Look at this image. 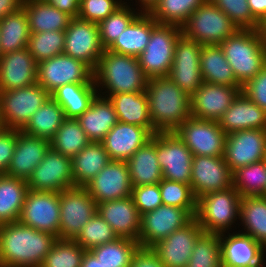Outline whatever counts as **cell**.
I'll list each match as a JSON object with an SVG mask.
<instances>
[{
    "label": "cell",
    "mask_w": 266,
    "mask_h": 267,
    "mask_svg": "<svg viewBox=\"0 0 266 267\" xmlns=\"http://www.w3.org/2000/svg\"><path fill=\"white\" fill-rule=\"evenodd\" d=\"M97 213L112 227L118 238L138 242L141 214L131 196L98 203Z\"/></svg>",
    "instance_id": "obj_24"
},
{
    "label": "cell",
    "mask_w": 266,
    "mask_h": 267,
    "mask_svg": "<svg viewBox=\"0 0 266 267\" xmlns=\"http://www.w3.org/2000/svg\"><path fill=\"white\" fill-rule=\"evenodd\" d=\"M151 137L144 127L118 121L101 142L111 160L127 161Z\"/></svg>",
    "instance_id": "obj_28"
},
{
    "label": "cell",
    "mask_w": 266,
    "mask_h": 267,
    "mask_svg": "<svg viewBox=\"0 0 266 267\" xmlns=\"http://www.w3.org/2000/svg\"><path fill=\"white\" fill-rule=\"evenodd\" d=\"M30 34L23 7L0 19V55L27 48Z\"/></svg>",
    "instance_id": "obj_40"
},
{
    "label": "cell",
    "mask_w": 266,
    "mask_h": 267,
    "mask_svg": "<svg viewBox=\"0 0 266 267\" xmlns=\"http://www.w3.org/2000/svg\"><path fill=\"white\" fill-rule=\"evenodd\" d=\"M85 251L74 240L57 239L40 267H80Z\"/></svg>",
    "instance_id": "obj_48"
},
{
    "label": "cell",
    "mask_w": 266,
    "mask_h": 267,
    "mask_svg": "<svg viewBox=\"0 0 266 267\" xmlns=\"http://www.w3.org/2000/svg\"><path fill=\"white\" fill-rule=\"evenodd\" d=\"M30 33L49 31L64 32L72 17L56 7L38 0H23Z\"/></svg>",
    "instance_id": "obj_33"
},
{
    "label": "cell",
    "mask_w": 266,
    "mask_h": 267,
    "mask_svg": "<svg viewBox=\"0 0 266 267\" xmlns=\"http://www.w3.org/2000/svg\"><path fill=\"white\" fill-rule=\"evenodd\" d=\"M17 142V130L3 128L0 131V174H5Z\"/></svg>",
    "instance_id": "obj_55"
},
{
    "label": "cell",
    "mask_w": 266,
    "mask_h": 267,
    "mask_svg": "<svg viewBox=\"0 0 266 267\" xmlns=\"http://www.w3.org/2000/svg\"><path fill=\"white\" fill-rule=\"evenodd\" d=\"M232 174L233 187L241 197L264 196L266 194L265 160L239 167Z\"/></svg>",
    "instance_id": "obj_41"
},
{
    "label": "cell",
    "mask_w": 266,
    "mask_h": 267,
    "mask_svg": "<svg viewBox=\"0 0 266 267\" xmlns=\"http://www.w3.org/2000/svg\"><path fill=\"white\" fill-rule=\"evenodd\" d=\"M85 188L96 204L131 196L133 187L127 162L111 160Z\"/></svg>",
    "instance_id": "obj_20"
},
{
    "label": "cell",
    "mask_w": 266,
    "mask_h": 267,
    "mask_svg": "<svg viewBox=\"0 0 266 267\" xmlns=\"http://www.w3.org/2000/svg\"><path fill=\"white\" fill-rule=\"evenodd\" d=\"M220 47L242 87L266 65V41L260 30L238 29Z\"/></svg>",
    "instance_id": "obj_4"
},
{
    "label": "cell",
    "mask_w": 266,
    "mask_h": 267,
    "mask_svg": "<svg viewBox=\"0 0 266 267\" xmlns=\"http://www.w3.org/2000/svg\"><path fill=\"white\" fill-rule=\"evenodd\" d=\"M182 35L202 46L222 44L238 28L210 0L199 6L181 26Z\"/></svg>",
    "instance_id": "obj_6"
},
{
    "label": "cell",
    "mask_w": 266,
    "mask_h": 267,
    "mask_svg": "<svg viewBox=\"0 0 266 267\" xmlns=\"http://www.w3.org/2000/svg\"><path fill=\"white\" fill-rule=\"evenodd\" d=\"M97 94L95 83H70L58 87L50 96L63 108L65 118L77 119Z\"/></svg>",
    "instance_id": "obj_35"
},
{
    "label": "cell",
    "mask_w": 266,
    "mask_h": 267,
    "mask_svg": "<svg viewBox=\"0 0 266 267\" xmlns=\"http://www.w3.org/2000/svg\"><path fill=\"white\" fill-rule=\"evenodd\" d=\"M106 97L111 101L119 122L144 127L152 135L157 133L151 123L145 91L117 93Z\"/></svg>",
    "instance_id": "obj_31"
},
{
    "label": "cell",
    "mask_w": 266,
    "mask_h": 267,
    "mask_svg": "<svg viewBox=\"0 0 266 267\" xmlns=\"http://www.w3.org/2000/svg\"><path fill=\"white\" fill-rule=\"evenodd\" d=\"M131 197L141 215L163 205L159 183L133 187Z\"/></svg>",
    "instance_id": "obj_53"
},
{
    "label": "cell",
    "mask_w": 266,
    "mask_h": 267,
    "mask_svg": "<svg viewBox=\"0 0 266 267\" xmlns=\"http://www.w3.org/2000/svg\"><path fill=\"white\" fill-rule=\"evenodd\" d=\"M125 2L115 12L111 13L106 19L100 21L99 28L100 40L103 48L107 50L120 34L130 26V24L142 13L139 9L131 8Z\"/></svg>",
    "instance_id": "obj_45"
},
{
    "label": "cell",
    "mask_w": 266,
    "mask_h": 267,
    "mask_svg": "<svg viewBox=\"0 0 266 267\" xmlns=\"http://www.w3.org/2000/svg\"><path fill=\"white\" fill-rule=\"evenodd\" d=\"M200 69L205 82L241 86L229 65L220 45L202 46L200 56Z\"/></svg>",
    "instance_id": "obj_37"
},
{
    "label": "cell",
    "mask_w": 266,
    "mask_h": 267,
    "mask_svg": "<svg viewBox=\"0 0 266 267\" xmlns=\"http://www.w3.org/2000/svg\"><path fill=\"white\" fill-rule=\"evenodd\" d=\"M244 231L266 250V197H241L240 219Z\"/></svg>",
    "instance_id": "obj_38"
},
{
    "label": "cell",
    "mask_w": 266,
    "mask_h": 267,
    "mask_svg": "<svg viewBox=\"0 0 266 267\" xmlns=\"http://www.w3.org/2000/svg\"><path fill=\"white\" fill-rule=\"evenodd\" d=\"M219 234L223 267H263L266 250L241 232ZM265 252V253H264Z\"/></svg>",
    "instance_id": "obj_23"
},
{
    "label": "cell",
    "mask_w": 266,
    "mask_h": 267,
    "mask_svg": "<svg viewBox=\"0 0 266 267\" xmlns=\"http://www.w3.org/2000/svg\"><path fill=\"white\" fill-rule=\"evenodd\" d=\"M93 79L97 91L99 90L98 95L104 97L117 93L144 92L149 80L140 66L138 57L108 50L99 58L98 65L93 71Z\"/></svg>",
    "instance_id": "obj_3"
},
{
    "label": "cell",
    "mask_w": 266,
    "mask_h": 267,
    "mask_svg": "<svg viewBox=\"0 0 266 267\" xmlns=\"http://www.w3.org/2000/svg\"><path fill=\"white\" fill-rule=\"evenodd\" d=\"M118 236L112 227L96 213L82 227V230L74 239L83 249L91 250L97 246L115 241Z\"/></svg>",
    "instance_id": "obj_49"
},
{
    "label": "cell",
    "mask_w": 266,
    "mask_h": 267,
    "mask_svg": "<svg viewBox=\"0 0 266 267\" xmlns=\"http://www.w3.org/2000/svg\"><path fill=\"white\" fill-rule=\"evenodd\" d=\"M56 7L59 11L67 13L72 18H78L81 0H38Z\"/></svg>",
    "instance_id": "obj_57"
},
{
    "label": "cell",
    "mask_w": 266,
    "mask_h": 267,
    "mask_svg": "<svg viewBox=\"0 0 266 267\" xmlns=\"http://www.w3.org/2000/svg\"><path fill=\"white\" fill-rule=\"evenodd\" d=\"M64 44V32L49 31L31 33L28 40L27 49L38 64L56 55L63 54Z\"/></svg>",
    "instance_id": "obj_47"
},
{
    "label": "cell",
    "mask_w": 266,
    "mask_h": 267,
    "mask_svg": "<svg viewBox=\"0 0 266 267\" xmlns=\"http://www.w3.org/2000/svg\"><path fill=\"white\" fill-rule=\"evenodd\" d=\"M157 24L149 13L142 12L107 50L138 57L148 45L152 29Z\"/></svg>",
    "instance_id": "obj_32"
},
{
    "label": "cell",
    "mask_w": 266,
    "mask_h": 267,
    "mask_svg": "<svg viewBox=\"0 0 266 267\" xmlns=\"http://www.w3.org/2000/svg\"><path fill=\"white\" fill-rule=\"evenodd\" d=\"M136 2H138L141 8L140 11L144 12V13H149L154 6L159 2V0H137ZM142 9V10H141Z\"/></svg>",
    "instance_id": "obj_61"
},
{
    "label": "cell",
    "mask_w": 266,
    "mask_h": 267,
    "mask_svg": "<svg viewBox=\"0 0 266 267\" xmlns=\"http://www.w3.org/2000/svg\"><path fill=\"white\" fill-rule=\"evenodd\" d=\"M202 45L181 35L175 43L168 78L191 97L204 82L200 69Z\"/></svg>",
    "instance_id": "obj_17"
},
{
    "label": "cell",
    "mask_w": 266,
    "mask_h": 267,
    "mask_svg": "<svg viewBox=\"0 0 266 267\" xmlns=\"http://www.w3.org/2000/svg\"><path fill=\"white\" fill-rule=\"evenodd\" d=\"M159 190L163 205L188 209L194 216L197 210V199L190 184L162 179Z\"/></svg>",
    "instance_id": "obj_50"
},
{
    "label": "cell",
    "mask_w": 266,
    "mask_h": 267,
    "mask_svg": "<svg viewBox=\"0 0 266 267\" xmlns=\"http://www.w3.org/2000/svg\"><path fill=\"white\" fill-rule=\"evenodd\" d=\"M80 267H106V266H104L90 250H86Z\"/></svg>",
    "instance_id": "obj_60"
},
{
    "label": "cell",
    "mask_w": 266,
    "mask_h": 267,
    "mask_svg": "<svg viewBox=\"0 0 266 267\" xmlns=\"http://www.w3.org/2000/svg\"><path fill=\"white\" fill-rule=\"evenodd\" d=\"M65 33L63 54L87 64L93 71L104 53L96 23L72 18Z\"/></svg>",
    "instance_id": "obj_15"
},
{
    "label": "cell",
    "mask_w": 266,
    "mask_h": 267,
    "mask_svg": "<svg viewBox=\"0 0 266 267\" xmlns=\"http://www.w3.org/2000/svg\"><path fill=\"white\" fill-rule=\"evenodd\" d=\"M96 213L97 204L85 187H72L62 191L59 239L74 240Z\"/></svg>",
    "instance_id": "obj_11"
},
{
    "label": "cell",
    "mask_w": 266,
    "mask_h": 267,
    "mask_svg": "<svg viewBox=\"0 0 266 267\" xmlns=\"http://www.w3.org/2000/svg\"><path fill=\"white\" fill-rule=\"evenodd\" d=\"M156 150L164 179L191 183L193 154L175 131L157 132Z\"/></svg>",
    "instance_id": "obj_10"
},
{
    "label": "cell",
    "mask_w": 266,
    "mask_h": 267,
    "mask_svg": "<svg viewBox=\"0 0 266 267\" xmlns=\"http://www.w3.org/2000/svg\"><path fill=\"white\" fill-rule=\"evenodd\" d=\"M27 191L26 180L0 174V225L19 221Z\"/></svg>",
    "instance_id": "obj_36"
},
{
    "label": "cell",
    "mask_w": 266,
    "mask_h": 267,
    "mask_svg": "<svg viewBox=\"0 0 266 267\" xmlns=\"http://www.w3.org/2000/svg\"><path fill=\"white\" fill-rule=\"evenodd\" d=\"M76 120L91 142H101L111 128L118 123L111 101L98 94L89 108Z\"/></svg>",
    "instance_id": "obj_29"
},
{
    "label": "cell",
    "mask_w": 266,
    "mask_h": 267,
    "mask_svg": "<svg viewBox=\"0 0 266 267\" xmlns=\"http://www.w3.org/2000/svg\"><path fill=\"white\" fill-rule=\"evenodd\" d=\"M37 83L49 94L70 83H95L93 70L84 62L66 54L38 63Z\"/></svg>",
    "instance_id": "obj_12"
},
{
    "label": "cell",
    "mask_w": 266,
    "mask_h": 267,
    "mask_svg": "<svg viewBox=\"0 0 266 267\" xmlns=\"http://www.w3.org/2000/svg\"><path fill=\"white\" fill-rule=\"evenodd\" d=\"M145 94L151 123L157 132L175 131L191 117L190 97L168 77L149 79Z\"/></svg>",
    "instance_id": "obj_2"
},
{
    "label": "cell",
    "mask_w": 266,
    "mask_h": 267,
    "mask_svg": "<svg viewBox=\"0 0 266 267\" xmlns=\"http://www.w3.org/2000/svg\"><path fill=\"white\" fill-rule=\"evenodd\" d=\"M4 128L3 123H2V119H1V115H0V131Z\"/></svg>",
    "instance_id": "obj_63"
},
{
    "label": "cell",
    "mask_w": 266,
    "mask_h": 267,
    "mask_svg": "<svg viewBox=\"0 0 266 267\" xmlns=\"http://www.w3.org/2000/svg\"><path fill=\"white\" fill-rule=\"evenodd\" d=\"M130 267H165L151 248L139 247L133 255Z\"/></svg>",
    "instance_id": "obj_56"
},
{
    "label": "cell",
    "mask_w": 266,
    "mask_h": 267,
    "mask_svg": "<svg viewBox=\"0 0 266 267\" xmlns=\"http://www.w3.org/2000/svg\"><path fill=\"white\" fill-rule=\"evenodd\" d=\"M241 91L266 112V65Z\"/></svg>",
    "instance_id": "obj_54"
},
{
    "label": "cell",
    "mask_w": 266,
    "mask_h": 267,
    "mask_svg": "<svg viewBox=\"0 0 266 267\" xmlns=\"http://www.w3.org/2000/svg\"><path fill=\"white\" fill-rule=\"evenodd\" d=\"M91 141L76 119H65L50 140V147L71 159Z\"/></svg>",
    "instance_id": "obj_42"
},
{
    "label": "cell",
    "mask_w": 266,
    "mask_h": 267,
    "mask_svg": "<svg viewBox=\"0 0 266 267\" xmlns=\"http://www.w3.org/2000/svg\"><path fill=\"white\" fill-rule=\"evenodd\" d=\"M207 0H159L149 14L157 23L182 26Z\"/></svg>",
    "instance_id": "obj_43"
},
{
    "label": "cell",
    "mask_w": 266,
    "mask_h": 267,
    "mask_svg": "<svg viewBox=\"0 0 266 267\" xmlns=\"http://www.w3.org/2000/svg\"><path fill=\"white\" fill-rule=\"evenodd\" d=\"M175 132L193 156H224L227 134L219 127L218 121L191 116Z\"/></svg>",
    "instance_id": "obj_9"
},
{
    "label": "cell",
    "mask_w": 266,
    "mask_h": 267,
    "mask_svg": "<svg viewBox=\"0 0 266 267\" xmlns=\"http://www.w3.org/2000/svg\"><path fill=\"white\" fill-rule=\"evenodd\" d=\"M124 3L122 0H81L78 18L98 24Z\"/></svg>",
    "instance_id": "obj_52"
},
{
    "label": "cell",
    "mask_w": 266,
    "mask_h": 267,
    "mask_svg": "<svg viewBox=\"0 0 266 267\" xmlns=\"http://www.w3.org/2000/svg\"><path fill=\"white\" fill-rule=\"evenodd\" d=\"M186 267H223L219 234L204 232L197 239Z\"/></svg>",
    "instance_id": "obj_46"
},
{
    "label": "cell",
    "mask_w": 266,
    "mask_h": 267,
    "mask_svg": "<svg viewBox=\"0 0 266 267\" xmlns=\"http://www.w3.org/2000/svg\"><path fill=\"white\" fill-rule=\"evenodd\" d=\"M58 238L18 222L0 225V267H40Z\"/></svg>",
    "instance_id": "obj_1"
},
{
    "label": "cell",
    "mask_w": 266,
    "mask_h": 267,
    "mask_svg": "<svg viewBox=\"0 0 266 267\" xmlns=\"http://www.w3.org/2000/svg\"><path fill=\"white\" fill-rule=\"evenodd\" d=\"M252 16L260 23L266 19V0H247Z\"/></svg>",
    "instance_id": "obj_58"
},
{
    "label": "cell",
    "mask_w": 266,
    "mask_h": 267,
    "mask_svg": "<svg viewBox=\"0 0 266 267\" xmlns=\"http://www.w3.org/2000/svg\"><path fill=\"white\" fill-rule=\"evenodd\" d=\"M266 129H247L227 135L224 160L233 172L265 159Z\"/></svg>",
    "instance_id": "obj_19"
},
{
    "label": "cell",
    "mask_w": 266,
    "mask_h": 267,
    "mask_svg": "<svg viewBox=\"0 0 266 267\" xmlns=\"http://www.w3.org/2000/svg\"><path fill=\"white\" fill-rule=\"evenodd\" d=\"M38 64L27 48L0 55V91L37 83Z\"/></svg>",
    "instance_id": "obj_25"
},
{
    "label": "cell",
    "mask_w": 266,
    "mask_h": 267,
    "mask_svg": "<svg viewBox=\"0 0 266 267\" xmlns=\"http://www.w3.org/2000/svg\"><path fill=\"white\" fill-rule=\"evenodd\" d=\"M50 94L38 83L0 91V115L4 128L22 130Z\"/></svg>",
    "instance_id": "obj_8"
},
{
    "label": "cell",
    "mask_w": 266,
    "mask_h": 267,
    "mask_svg": "<svg viewBox=\"0 0 266 267\" xmlns=\"http://www.w3.org/2000/svg\"><path fill=\"white\" fill-rule=\"evenodd\" d=\"M23 0H0V19L22 7Z\"/></svg>",
    "instance_id": "obj_59"
},
{
    "label": "cell",
    "mask_w": 266,
    "mask_h": 267,
    "mask_svg": "<svg viewBox=\"0 0 266 267\" xmlns=\"http://www.w3.org/2000/svg\"><path fill=\"white\" fill-rule=\"evenodd\" d=\"M27 184L28 190L58 193L74 187L71 158L50 147Z\"/></svg>",
    "instance_id": "obj_16"
},
{
    "label": "cell",
    "mask_w": 266,
    "mask_h": 267,
    "mask_svg": "<svg viewBox=\"0 0 266 267\" xmlns=\"http://www.w3.org/2000/svg\"><path fill=\"white\" fill-rule=\"evenodd\" d=\"M19 222L59 239L60 193L28 190Z\"/></svg>",
    "instance_id": "obj_13"
},
{
    "label": "cell",
    "mask_w": 266,
    "mask_h": 267,
    "mask_svg": "<svg viewBox=\"0 0 266 267\" xmlns=\"http://www.w3.org/2000/svg\"><path fill=\"white\" fill-rule=\"evenodd\" d=\"M195 216L188 210L161 205L141 215L139 246L151 248L158 241L189 224Z\"/></svg>",
    "instance_id": "obj_14"
},
{
    "label": "cell",
    "mask_w": 266,
    "mask_h": 267,
    "mask_svg": "<svg viewBox=\"0 0 266 267\" xmlns=\"http://www.w3.org/2000/svg\"><path fill=\"white\" fill-rule=\"evenodd\" d=\"M232 177L223 156H193L190 186L196 199L232 187Z\"/></svg>",
    "instance_id": "obj_18"
},
{
    "label": "cell",
    "mask_w": 266,
    "mask_h": 267,
    "mask_svg": "<svg viewBox=\"0 0 266 267\" xmlns=\"http://www.w3.org/2000/svg\"><path fill=\"white\" fill-rule=\"evenodd\" d=\"M204 233L194 218L186 226L158 241L151 249L165 267H186L197 239Z\"/></svg>",
    "instance_id": "obj_22"
},
{
    "label": "cell",
    "mask_w": 266,
    "mask_h": 267,
    "mask_svg": "<svg viewBox=\"0 0 266 267\" xmlns=\"http://www.w3.org/2000/svg\"><path fill=\"white\" fill-rule=\"evenodd\" d=\"M139 247L137 241L117 238L90 251L106 267H130L133 255Z\"/></svg>",
    "instance_id": "obj_44"
},
{
    "label": "cell",
    "mask_w": 266,
    "mask_h": 267,
    "mask_svg": "<svg viewBox=\"0 0 266 267\" xmlns=\"http://www.w3.org/2000/svg\"><path fill=\"white\" fill-rule=\"evenodd\" d=\"M225 13L238 29L260 30L261 24L252 16L247 0H210Z\"/></svg>",
    "instance_id": "obj_51"
},
{
    "label": "cell",
    "mask_w": 266,
    "mask_h": 267,
    "mask_svg": "<svg viewBox=\"0 0 266 267\" xmlns=\"http://www.w3.org/2000/svg\"><path fill=\"white\" fill-rule=\"evenodd\" d=\"M50 148V141L17 130V142L10 165L5 173L10 177L28 180Z\"/></svg>",
    "instance_id": "obj_26"
},
{
    "label": "cell",
    "mask_w": 266,
    "mask_h": 267,
    "mask_svg": "<svg viewBox=\"0 0 266 267\" xmlns=\"http://www.w3.org/2000/svg\"><path fill=\"white\" fill-rule=\"evenodd\" d=\"M240 199L233 186L208 193L197 199L195 219L205 233H227L237 218L240 219Z\"/></svg>",
    "instance_id": "obj_5"
},
{
    "label": "cell",
    "mask_w": 266,
    "mask_h": 267,
    "mask_svg": "<svg viewBox=\"0 0 266 267\" xmlns=\"http://www.w3.org/2000/svg\"><path fill=\"white\" fill-rule=\"evenodd\" d=\"M260 32L266 41V19L262 22V24L260 26Z\"/></svg>",
    "instance_id": "obj_62"
},
{
    "label": "cell",
    "mask_w": 266,
    "mask_h": 267,
    "mask_svg": "<svg viewBox=\"0 0 266 267\" xmlns=\"http://www.w3.org/2000/svg\"><path fill=\"white\" fill-rule=\"evenodd\" d=\"M219 127L227 134L247 129H266V112L242 91L218 120Z\"/></svg>",
    "instance_id": "obj_27"
},
{
    "label": "cell",
    "mask_w": 266,
    "mask_h": 267,
    "mask_svg": "<svg viewBox=\"0 0 266 267\" xmlns=\"http://www.w3.org/2000/svg\"><path fill=\"white\" fill-rule=\"evenodd\" d=\"M65 119L63 108L50 96L21 131L50 141Z\"/></svg>",
    "instance_id": "obj_39"
},
{
    "label": "cell",
    "mask_w": 266,
    "mask_h": 267,
    "mask_svg": "<svg viewBox=\"0 0 266 267\" xmlns=\"http://www.w3.org/2000/svg\"><path fill=\"white\" fill-rule=\"evenodd\" d=\"M182 35L180 26L158 23L145 50L138 56L148 79L167 77L173 65L175 43Z\"/></svg>",
    "instance_id": "obj_7"
},
{
    "label": "cell",
    "mask_w": 266,
    "mask_h": 267,
    "mask_svg": "<svg viewBox=\"0 0 266 267\" xmlns=\"http://www.w3.org/2000/svg\"><path fill=\"white\" fill-rule=\"evenodd\" d=\"M241 90L242 86L218 85L204 81L190 97L191 116L218 121Z\"/></svg>",
    "instance_id": "obj_21"
},
{
    "label": "cell",
    "mask_w": 266,
    "mask_h": 267,
    "mask_svg": "<svg viewBox=\"0 0 266 267\" xmlns=\"http://www.w3.org/2000/svg\"><path fill=\"white\" fill-rule=\"evenodd\" d=\"M126 162L132 187L159 183L163 176L157 159L156 133Z\"/></svg>",
    "instance_id": "obj_30"
},
{
    "label": "cell",
    "mask_w": 266,
    "mask_h": 267,
    "mask_svg": "<svg viewBox=\"0 0 266 267\" xmlns=\"http://www.w3.org/2000/svg\"><path fill=\"white\" fill-rule=\"evenodd\" d=\"M110 161L102 142H90L71 159L74 187H85Z\"/></svg>",
    "instance_id": "obj_34"
}]
</instances>
